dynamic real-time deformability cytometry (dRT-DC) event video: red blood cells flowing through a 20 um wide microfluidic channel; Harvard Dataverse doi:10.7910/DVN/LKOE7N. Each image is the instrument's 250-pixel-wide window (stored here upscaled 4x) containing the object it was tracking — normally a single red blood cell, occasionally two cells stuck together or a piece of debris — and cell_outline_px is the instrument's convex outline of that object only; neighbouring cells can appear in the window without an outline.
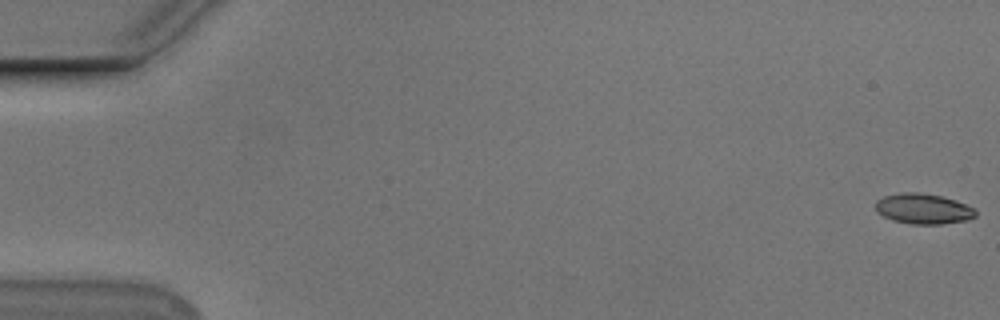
{"species": "Egyptian fruit bat (a non-hibernating species)", "species_latin": "Rousettus aegyptiacus", "temperature_condition": "cold", "stored_images_in_passage": 55, "camera_frame_rate_fps": 3000, "um_per_image_px": 0.085, "animal": {"sex": "male"}, "frame": {"image": 1, "passage_image": 1, "time_ms": 0.0, "image_size_px": [1000, 320], "cell_outline_px": [[976, 216], [968, 220], [940, 224], [912, 224], [892, 220], [876, 212], [876, 200], [884, 196], [900, 192], [920, 192], [940, 196], [956, 200], [976, 208]], "centroid_in_image_um": [78.49, 17.74], "position_along_channel_um": 6.5, "area_um2": 17.86}}
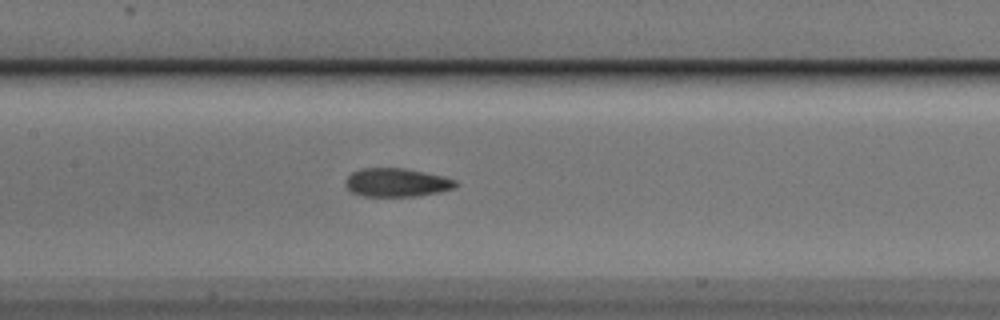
{"frame": {"image": 2, "passage_image": 27, "time_ms": 8.667, "image_size_px": [1000, 320], "cell_outline_px": [[460, 184], [456, 188], [440, 192], [420, 196], [360, 196], [352, 192], [344, 184], [344, 180], [352, 172], [360, 168], [404, 168], [444, 176], [456, 180]], "centroid_in_image_um": [33.74, 15.52], "position_along_channel_um": 173.7, "area_um2": 18.61}}
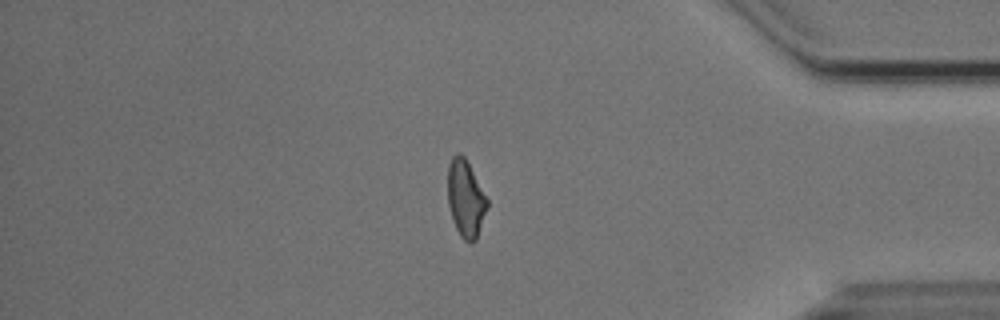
{"frame": {"image": 3, "passage_image": 47, "time_ms": 15.333, "image_size_px": [1000, 320], "cell_outline_px": [[488, 208], [476, 240], [472, 244], [464, 240], [460, 236], [452, 220], [448, 204], [448, 164], [452, 156], [456, 152], [460, 152], [464, 156], [488, 200]], "centroid_in_image_um": [39.57, 16.9], "position_along_channel_um": 395.6, "area_um2": 17.8}, "authors_computed_cell_mechanics": {"area_um2": 18.0336, "velocity_mm_per_s": 3.7569, "shape_relaxation_time_tau1_ms": 5.3164, "shape_relaxation_time_tau2_ms": 1.7177, "deformation_change_tau1": 0.1682, "deformation_change_tau2": 0.092}}